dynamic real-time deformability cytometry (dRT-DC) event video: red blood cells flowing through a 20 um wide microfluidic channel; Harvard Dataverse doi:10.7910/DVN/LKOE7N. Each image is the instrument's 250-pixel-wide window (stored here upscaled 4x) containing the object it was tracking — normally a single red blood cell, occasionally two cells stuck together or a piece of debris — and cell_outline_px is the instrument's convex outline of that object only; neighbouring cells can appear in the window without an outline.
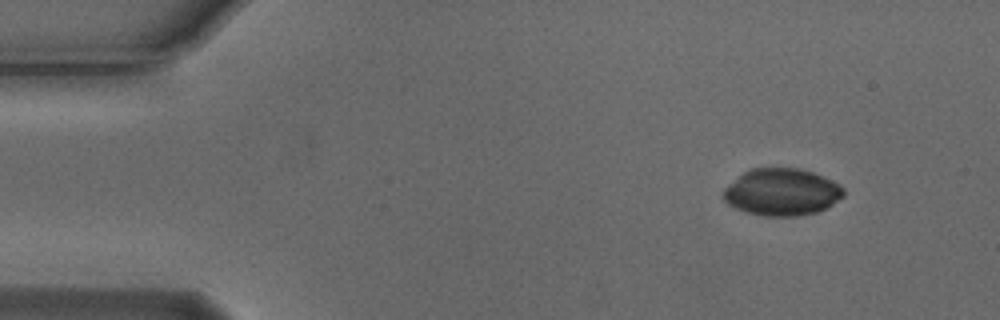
{"species": "Egyptian fruit bat (a non-hibernating species)", "species_latin": "Rousettus aegyptiacus", "temperature_condition": "cold", "stored_images_in_passage": 4, "camera_frame_rate_fps": 3000, "um_per_image_px": 0.085, "animal": {"sex": "male"}, "frame": {"image": 1, "passage_image": 1, "time_ms": 0.0, "image_size_px": [1000, 320], "cell_outline_px": [[844, 196], [828, 208], [816, 212], [796, 216], [764, 216], [744, 212], [728, 204], [720, 196], [724, 188], [728, 184], [744, 172], [752, 168], [800, 168], [812, 172], [832, 180], [840, 184], [844, 188]], "centroid_in_image_um": [66.45, 16.33], "position_along_channel_um": 18.6, "area_um2": 33.29}}